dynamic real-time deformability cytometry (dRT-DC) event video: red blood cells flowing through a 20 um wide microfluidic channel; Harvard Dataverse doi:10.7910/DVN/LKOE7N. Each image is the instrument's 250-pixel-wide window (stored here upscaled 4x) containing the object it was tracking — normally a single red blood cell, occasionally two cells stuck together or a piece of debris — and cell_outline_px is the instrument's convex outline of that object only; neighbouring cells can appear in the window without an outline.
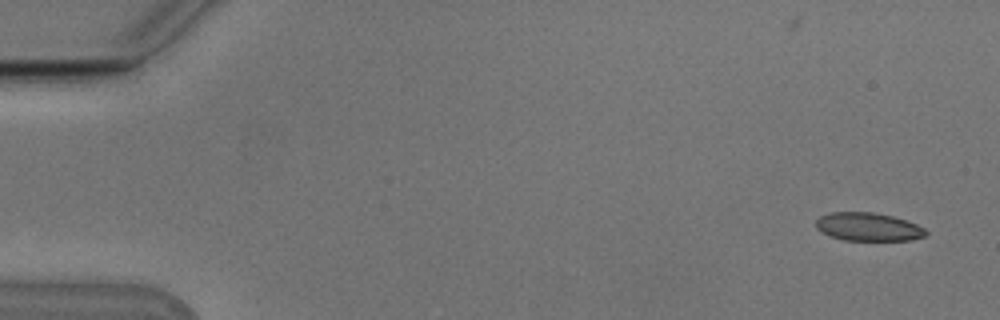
{"species": "Egyptian fruit bat (a non-hibernating species)", "species_latin": "Rousettus aegyptiacus", "temperature_condition": "cold", "stored_images_in_passage": 49, "camera_frame_rate_fps": 3000, "um_per_image_px": 0.085, "animal": {"sex": "male"}, "frame": {"image": 1, "passage_image": 1, "time_ms": 0.0, "image_size_px": [1000, 320], "cell_outline_px": [[928, 232], [924, 236], [908, 240], [844, 240], [832, 236], [816, 228], [816, 220], [820, 216], [828, 212], [872, 212], [892, 216], [916, 224], [924, 228]], "centroid_in_image_um": [73.78, 19.27], "position_along_channel_um": 11.2, "area_um2": 17.86}}
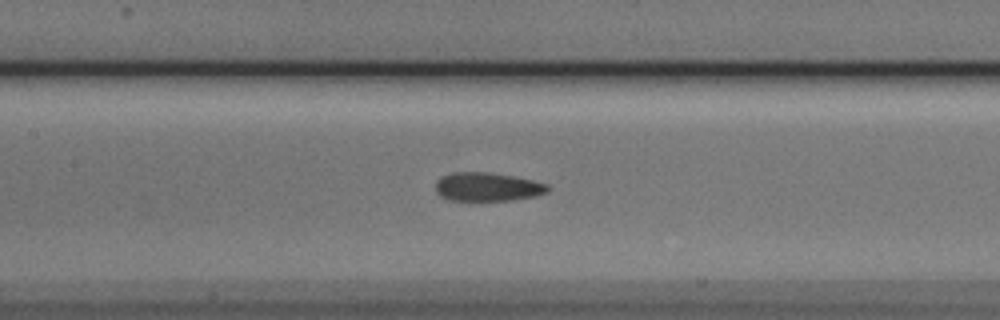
{"frame": {"image": 2, "passage_image": 24, "time_ms": 7.667, "image_size_px": [1000, 320], "cell_outline_px": [[552, 188], [548, 192], [536, 196], [512, 200], [448, 200], [440, 196], [436, 192], [436, 180], [440, 176], [452, 172], [484, 172], [512, 176], [532, 180], [548, 184]], "centroid_in_image_um": [41.43, 15.88], "position_along_channel_um": 166.0, "area_um2": 18.84}}
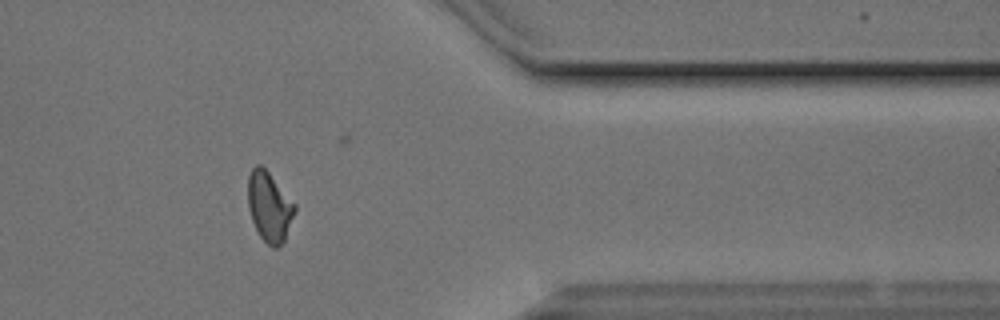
{"frame": {"image": 3, "passage_image": 43, "time_ms": 14.0, "image_size_px": [1000, 320], "cell_outline_px": [[296, 212], [284, 240], [276, 248], [272, 248], [260, 236], [252, 220], [248, 208], [248, 176], [252, 168], [256, 164], [260, 164], [268, 172], [296, 204]], "centroid_in_image_um": [22.9, 17.56], "position_along_channel_um": 388.5, "area_um2": 18.96}}